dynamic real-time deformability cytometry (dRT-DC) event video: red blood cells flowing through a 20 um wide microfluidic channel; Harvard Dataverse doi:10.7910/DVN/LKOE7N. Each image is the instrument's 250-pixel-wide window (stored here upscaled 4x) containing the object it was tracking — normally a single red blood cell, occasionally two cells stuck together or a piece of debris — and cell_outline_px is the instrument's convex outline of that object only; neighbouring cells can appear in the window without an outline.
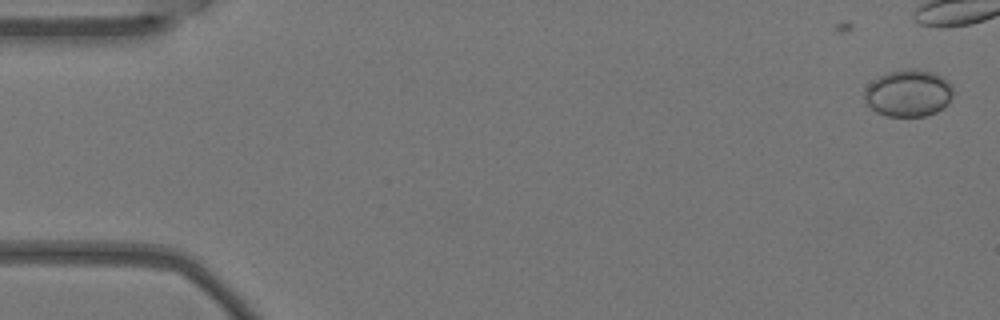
{"species": "Egyptian fruit bat (a non-hibernating species)", "species_latin": "Rousettus aegyptiacus", "temperature_condition": "warm", "stored_images_in_passage": 7, "camera_frame_rate_fps": 3000, "um_per_image_px": 0.085, "animal": {"sex": "female"}, "frame": {"image": 1, "passage_image": 1, "time_ms": 0.0, "image_size_px": [1000, 320], "cell_outline_px": [[956, 92], [948, 104], [944, 108], [928, 116], [888, 116], [876, 112], [864, 100], [864, 92], [868, 84], [880, 76], [888, 72], [908, 68], [916, 68], [936, 72], [948, 80], [952, 84]], "centroid_in_image_um": [77.28, 7.91], "position_along_channel_um": 7.7, "area_um2": 24.85}}
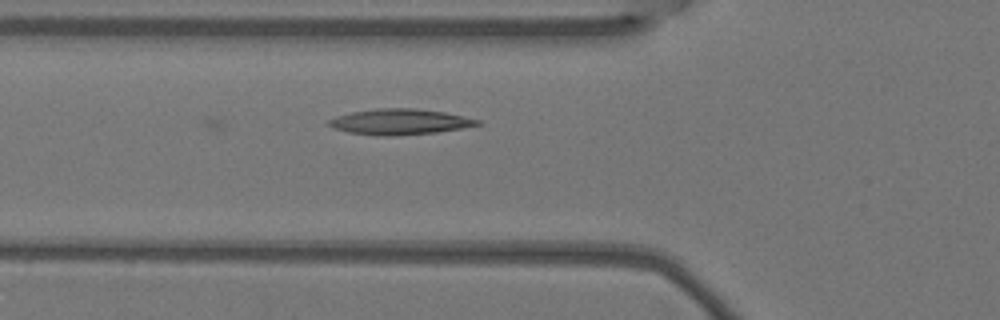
{"frame": {"image": 2, "passage_image": 7, "time_ms": 2.0, "image_size_px": [1000, 320], "cell_outline_px": [[480, 124], [460, 128], [436, 132], [388, 136], [380, 136], [348, 132], [332, 128], [328, 124], [328, 120], [336, 116], [352, 112], [376, 108], [416, 108], [444, 112], [480, 120]], "centroid_in_image_um": [33.93, 10.34], "position_along_channel_um": 91.9, "area_um2": 22.02}}